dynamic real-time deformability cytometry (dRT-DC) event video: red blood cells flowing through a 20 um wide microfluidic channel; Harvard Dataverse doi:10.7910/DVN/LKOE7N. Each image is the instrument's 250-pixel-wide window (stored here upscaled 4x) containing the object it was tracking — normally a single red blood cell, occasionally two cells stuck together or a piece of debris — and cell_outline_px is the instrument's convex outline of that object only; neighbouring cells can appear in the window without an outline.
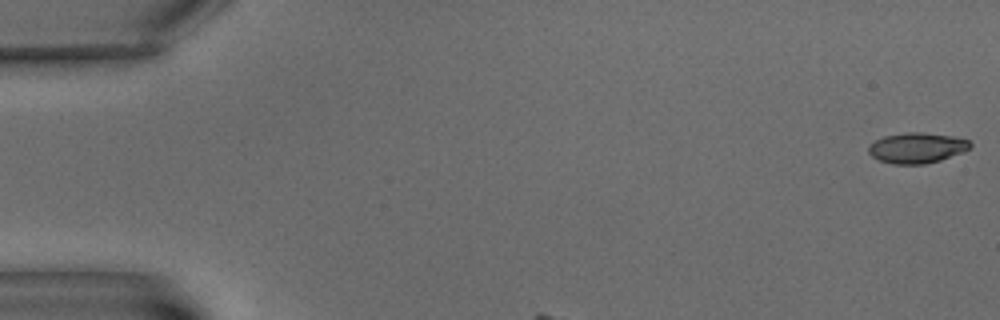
{"species": "common noctule bat (a hibernating species)", "species_latin": "Nyctalus noctula", "temperature_condition": "warm", "stored_images_in_passage": 3, "camera_frame_rate_fps": 3000, "um_per_image_px": 0.085, "animal": {"sex": "male", "body_mass_g": 15.6}, "frame": {"image": 1, "passage_image": 1, "time_ms": 0.0, "image_size_px": [1000, 320], "cell_outline_px": [[972, 148], [964, 152], [940, 160], [924, 164], [892, 164], [880, 160], [872, 156], [868, 152], [868, 144], [884, 136], [904, 132], [924, 132], [952, 136], [968, 140], [972, 144]], "centroid_in_image_um": [77.94, 12.56], "position_along_channel_um": 7.1, "area_um2": 18.21}}